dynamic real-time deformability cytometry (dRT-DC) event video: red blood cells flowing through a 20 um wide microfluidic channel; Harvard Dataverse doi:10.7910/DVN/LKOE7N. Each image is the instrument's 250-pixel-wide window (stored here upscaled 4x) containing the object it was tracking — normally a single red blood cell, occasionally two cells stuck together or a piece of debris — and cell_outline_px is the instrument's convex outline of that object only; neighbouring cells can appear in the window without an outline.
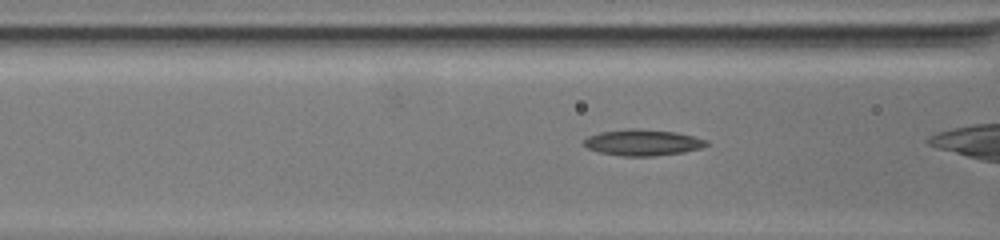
{"species": "common noctule bat (a hibernating species)", "species_latin": "Nyctalus noctula", "temperature_condition": "warm", "stored_images_in_passage": 56, "camera_frame_rate_fps": 3000, "um_per_image_px": 0.085, "animal": {"sex": "female", "body_mass_g": 19.5, "forearm_length_mm": 54.1}, "frame": {"image": 1, "passage_image": 29, "time_ms": 9.333, "image_size_px": [1000, 240], "cell_outline_px": [[708, 144], [700, 148], [684, 152], [656, 156], [620, 156], [600, 152], [588, 148], [584, 144], [584, 140], [588, 136], [600, 132], [628, 128], [640, 128], [676, 132], [708, 140]], "centroid_in_image_um": [54.63, 12.11], "position_along_channel_um": 112.0, "area_um2": 18.73}}
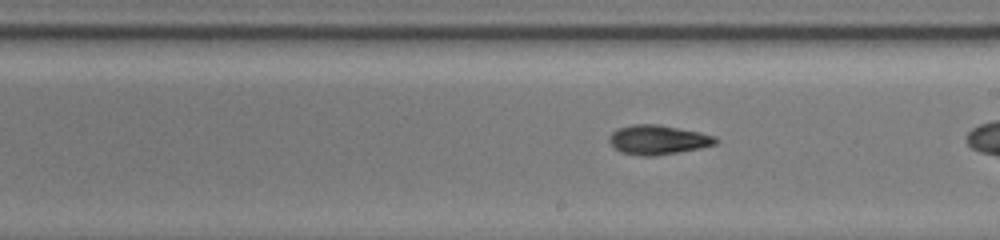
{"frame": {"image": 2, "passage_image": 41, "time_ms": 13.333, "image_size_px": [1000, 240], "cell_outline_px": [[720, 140], [716, 144], [700, 148], [652, 156], [640, 156], [620, 152], [608, 140], [608, 136], [612, 132], [620, 128], [632, 124], [660, 124], [700, 132], [716, 136]], "centroid_in_image_um": [55.95, 11.87], "position_along_channel_um": 233.1, "area_um2": 18.26}}
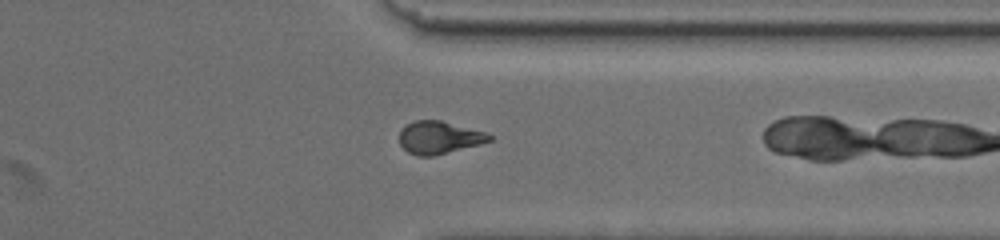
{"frame": {"image": 3, "passage_image": 55, "time_ms": 18.0, "image_size_px": [1000, 240], "cell_outline_px": [[492, 140], [480, 144], [432, 156], [416, 156], [408, 152], [400, 144], [400, 128], [404, 124], [416, 120], [440, 120], [484, 132], [492, 136]], "centroid_in_image_um": [37.28, 11.68], "position_along_channel_um": 374.1, "area_um2": 16.99}}